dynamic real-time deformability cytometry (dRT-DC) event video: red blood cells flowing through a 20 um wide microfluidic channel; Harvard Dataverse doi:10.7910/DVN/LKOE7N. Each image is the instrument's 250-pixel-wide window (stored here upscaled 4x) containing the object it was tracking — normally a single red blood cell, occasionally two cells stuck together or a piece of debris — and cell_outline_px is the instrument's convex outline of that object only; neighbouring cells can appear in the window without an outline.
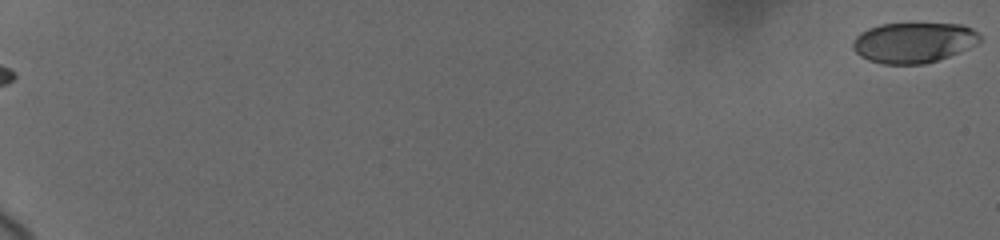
{"species": "human", "species_latin": "Homo sapiens", "temperature_condition": "cold", "stored_images_in_passage": 19, "camera_frame_rate_fps": 3000, "um_per_image_px": 0.085, "donor": {"sex": "female"}, "frame": {"image": 1, "passage_image": 1, "time_ms": 0.0, "image_size_px": [1000, 240], "cell_outline_px": [[980, 40], [976, 44], [968, 48], [948, 56], [924, 64], [884, 64], [868, 60], [860, 56], [852, 48], [852, 44], [856, 36], [860, 32], [868, 28], [880, 24], [960, 24], [972, 28], [980, 36]], "centroid_in_image_um": [77.62, 3.62], "position_along_channel_um": 7.4, "area_um2": 29.71}}